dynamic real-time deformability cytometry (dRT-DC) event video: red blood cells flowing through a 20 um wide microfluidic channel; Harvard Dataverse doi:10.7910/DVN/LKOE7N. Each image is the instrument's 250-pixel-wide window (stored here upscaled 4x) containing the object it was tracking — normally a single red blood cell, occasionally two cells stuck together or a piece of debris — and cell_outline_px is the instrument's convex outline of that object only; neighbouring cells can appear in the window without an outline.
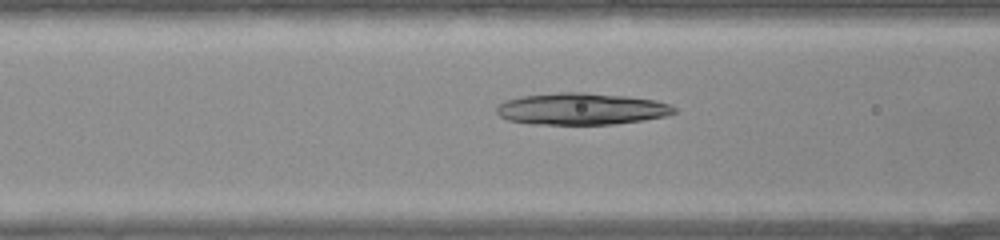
{"species": "common noctule bat (a hibernating species)", "species_latin": "Nyctalus noctula", "temperature_condition": "warm", "stored_images_in_passage": 33, "camera_frame_rate_fps": 3000, "um_per_image_px": 0.085, "animal": {"sex": "female", "body_mass_g": 22.0, "forearm_length_mm": 56.7}, "frame": {"image": 1, "passage_image": 9, "time_ms": 2.667, "image_size_px": [1000, 240], "cell_outline_px": [[676, 112], [664, 116], [644, 120], [616, 124], [532, 124], [508, 120], [500, 116], [496, 112], [496, 108], [504, 100], [524, 96], [560, 92], [584, 92], [624, 96], [656, 100], [668, 104], [676, 108]], "centroid_in_image_um": [49.41, 9.26], "position_along_channel_um": 117.2, "area_um2": 32.77}}
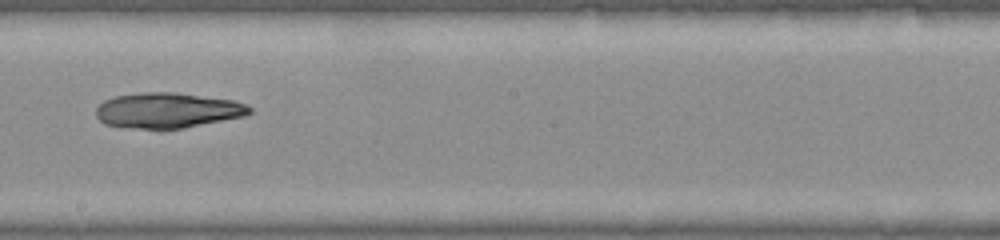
{"frame": {"image": 2, "passage_image": 16, "time_ms": 5.0, "image_size_px": [1000, 240], "cell_outline_px": [[252, 112], [244, 116], [184, 128], [160, 132], [104, 124], [96, 116], [96, 108], [104, 100], [116, 96], [144, 92], [176, 92], [232, 100], [244, 104], [252, 108]], "centroid_in_image_um": [14.22, 9.41], "position_along_channel_um": 234.0, "area_um2": 32.14}}
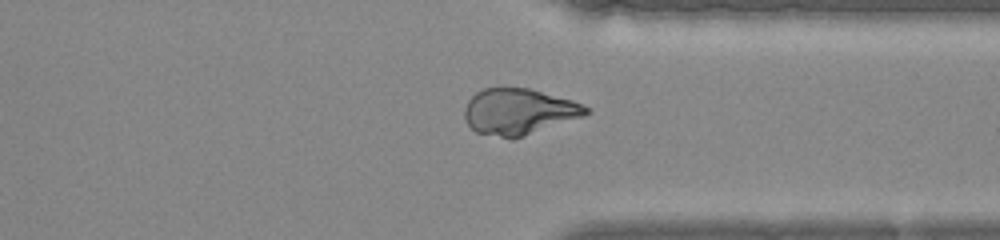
{"frame": {"image": 3, "passage_image": 24, "time_ms": 7.667, "image_size_px": [1000, 240], "cell_outline_px": [[592, 112], [584, 116], [512, 140], [476, 132], [468, 124], [464, 116], [464, 108], [468, 100], [476, 92], [484, 88], [528, 88], [572, 100], [588, 108]], "centroid_in_image_um": [44.08, 9.5], "position_along_channel_um": 367.3, "area_um2": 32.6}}